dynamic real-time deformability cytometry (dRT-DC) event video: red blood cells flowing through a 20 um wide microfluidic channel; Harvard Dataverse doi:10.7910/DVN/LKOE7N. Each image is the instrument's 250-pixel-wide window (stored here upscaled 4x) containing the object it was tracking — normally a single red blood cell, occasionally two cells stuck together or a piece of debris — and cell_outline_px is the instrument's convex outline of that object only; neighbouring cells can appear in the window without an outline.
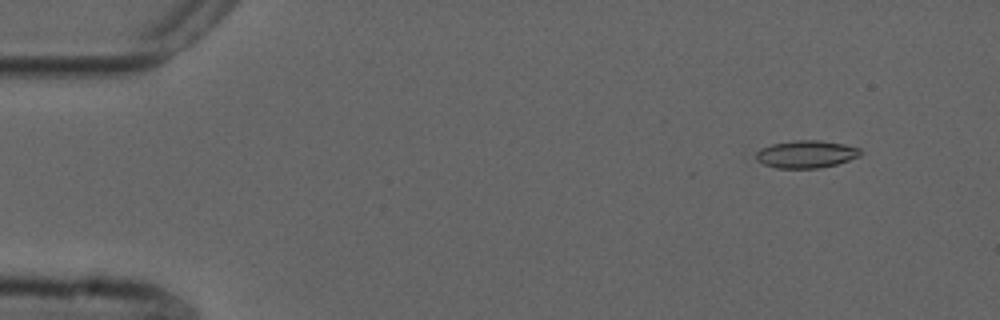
{"species": "common noctule bat (a hibernating species)", "species_latin": "Nyctalus noctula", "temperature_condition": "cold", "stored_images_in_passage": 10, "camera_frame_rate_fps": 3000, "um_per_image_px": 0.085, "animal": {"sex": "male", "forearm_length_mm": 52.5}, "frame": {"image": 1, "passage_image": 1, "time_ms": 0.0, "image_size_px": [1000, 320], "cell_outline_px": [[860, 156], [836, 164], [820, 168], [776, 168], [764, 164], [756, 160], [756, 152], [760, 148], [772, 144], [792, 140], [820, 140], [844, 144], [860, 148]], "centroid_in_image_um": [68.5, 13.1], "position_along_channel_um": 16.5, "area_um2": 16.76}}